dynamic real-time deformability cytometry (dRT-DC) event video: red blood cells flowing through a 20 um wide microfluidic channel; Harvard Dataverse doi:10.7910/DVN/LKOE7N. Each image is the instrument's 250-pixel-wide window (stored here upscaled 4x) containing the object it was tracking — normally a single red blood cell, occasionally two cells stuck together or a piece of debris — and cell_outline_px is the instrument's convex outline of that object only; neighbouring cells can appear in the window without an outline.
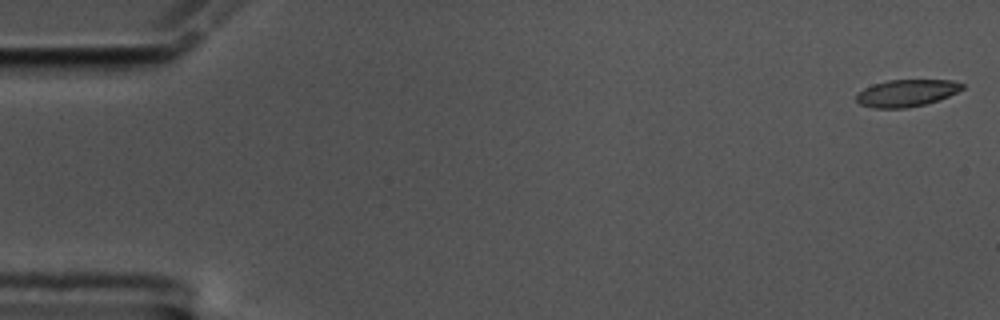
{"species": "common noctule bat (a hibernating species)", "species_latin": "Nyctalus noctula", "temperature_condition": "cold", "stored_images_in_passage": 16, "camera_frame_rate_fps": 3000, "um_per_image_px": 0.085, "animal": {"sex": "male", "body_mass_g": 17.5, "forearm_length_mm": 52.3}, "frame": {"image": 1, "passage_image": 1, "time_ms": 0.0, "image_size_px": [1000, 320], "cell_outline_px": [[964, 88], [940, 100], [924, 104], [904, 108], [872, 108], [860, 104], [856, 100], [856, 96], [864, 88], [872, 84], [888, 80], [952, 80], [964, 84]], "centroid_in_image_um": [77.05, 7.9], "position_along_channel_um": 7.9, "area_um2": 16.65}}
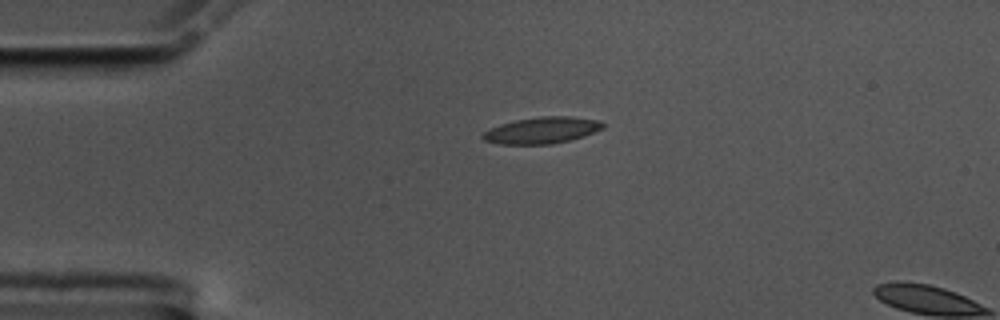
{"frame": {"image": 2, "passage_image": 13, "time_ms": 4.0, "image_size_px": [1000, 320], "cell_outline_px": [[604, 128], [584, 136], [552, 144], [500, 144], [484, 140], [480, 136], [484, 132], [500, 124], [516, 120], [540, 116], [572, 116], [600, 120], [604, 124]], "centroid_in_image_um": [46.09, 11.07], "position_along_channel_um": 38.9, "area_um2": 18.5}}